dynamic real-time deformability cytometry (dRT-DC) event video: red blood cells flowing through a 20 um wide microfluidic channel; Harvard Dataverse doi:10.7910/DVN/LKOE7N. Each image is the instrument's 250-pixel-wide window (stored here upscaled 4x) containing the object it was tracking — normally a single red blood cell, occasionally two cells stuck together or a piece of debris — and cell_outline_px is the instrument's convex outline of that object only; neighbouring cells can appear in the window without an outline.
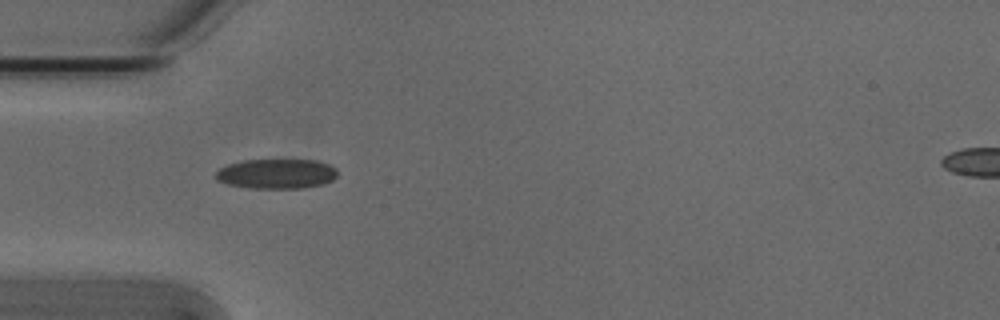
{"species": "Egyptian fruit bat (a non-hibernating species)", "species_latin": "Rousettus aegyptiacus", "temperature_condition": "cold", "stored_images_in_passage": 7, "camera_frame_rate_fps": 3000, "um_per_image_px": 0.085, "animal": {"sex": "male"}, "frame": {"image": 1, "passage_image": 4, "time_ms": 1.0, "image_size_px": [1000, 320], "cell_outline_px": [[336, 176], [332, 180], [324, 184], [300, 188], [252, 188], [228, 184], [216, 180], [216, 172], [220, 168], [228, 164], [244, 160], [316, 160], [328, 164], [336, 168]], "centroid_in_image_um": [23.5, 14.77], "position_along_channel_um": 61.5, "area_um2": 21.04}}
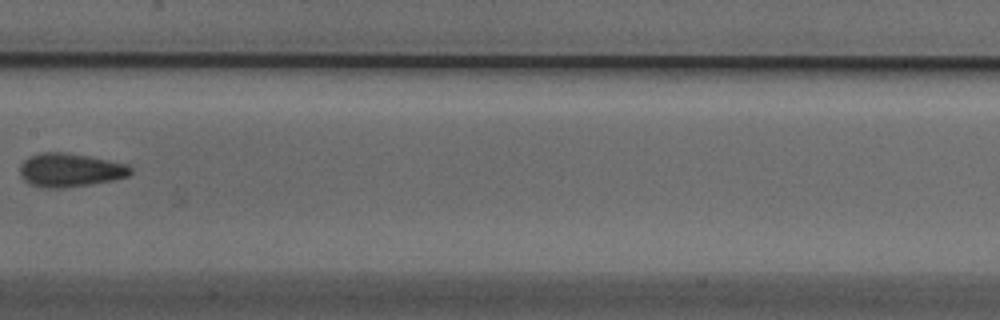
{"frame": {"image": 2, "passage_image": 7, "time_ms": 2.0, "image_size_px": [1000, 320], "cell_outline_px": [[132, 172], [128, 176], [112, 180], [92, 184], [60, 188], [40, 188], [24, 180], [20, 176], [20, 164], [28, 156], [40, 152], [68, 152], [128, 164], [132, 168]], "centroid_in_image_um": [5.93, 14.45], "position_along_channel_um": 201.5, "area_um2": 21.85}}